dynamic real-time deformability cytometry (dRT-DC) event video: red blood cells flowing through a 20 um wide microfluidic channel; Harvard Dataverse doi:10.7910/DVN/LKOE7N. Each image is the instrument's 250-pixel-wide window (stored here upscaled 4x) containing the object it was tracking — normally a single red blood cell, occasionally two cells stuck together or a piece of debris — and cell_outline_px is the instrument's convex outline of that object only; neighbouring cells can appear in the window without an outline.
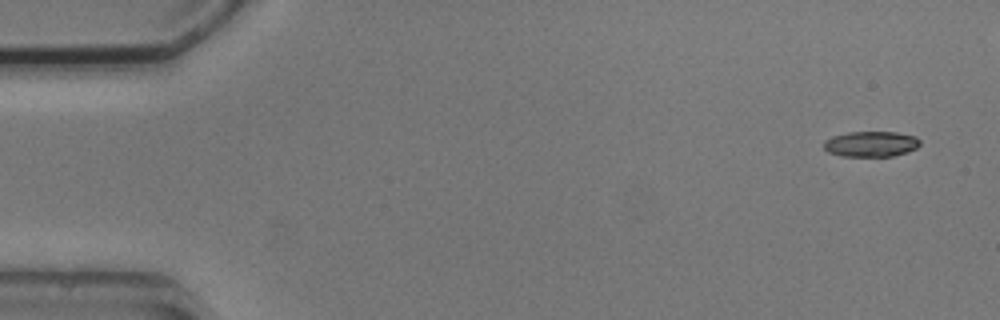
{"species": "common noctule bat (a hibernating species)", "species_latin": "Nyctalus noctula", "temperature_condition": "cold", "stored_images_in_passage": 4, "camera_frame_rate_fps": 3000, "um_per_image_px": 0.085, "animal": {"sex": "male", "body_mass_g": 20.5, "forearm_length_mm": 52.5}, "frame": {"image": 1, "passage_image": 1, "time_ms": 0.0, "image_size_px": [1000, 320], "cell_outline_px": [[920, 144], [916, 148], [908, 152], [892, 156], [840, 156], [828, 152], [824, 148], [824, 140], [832, 136], [848, 132], [896, 132], [916, 136], [920, 140]], "centroid_in_image_um": [74.03, 12.24], "position_along_channel_um": 11.0, "area_um2": 14.39}}
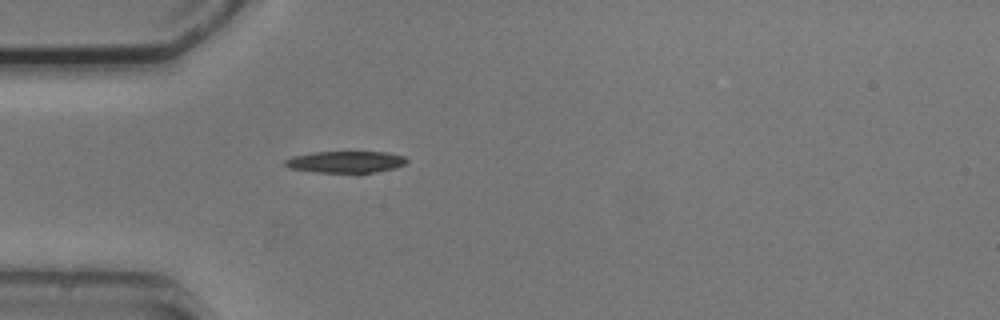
{"frame": {"image": 2, "passage_image": 4, "time_ms": 4.333, "image_size_px": [1000, 320], "cell_outline_px": [[408, 160], [404, 164], [396, 168], [356, 176], [316, 172], [288, 168], [284, 164], [284, 160], [292, 156], [312, 152], [388, 152], [404, 156]], "centroid_in_image_um": [29.39, 13.81], "position_along_channel_um": 55.6, "area_um2": 16.24}}